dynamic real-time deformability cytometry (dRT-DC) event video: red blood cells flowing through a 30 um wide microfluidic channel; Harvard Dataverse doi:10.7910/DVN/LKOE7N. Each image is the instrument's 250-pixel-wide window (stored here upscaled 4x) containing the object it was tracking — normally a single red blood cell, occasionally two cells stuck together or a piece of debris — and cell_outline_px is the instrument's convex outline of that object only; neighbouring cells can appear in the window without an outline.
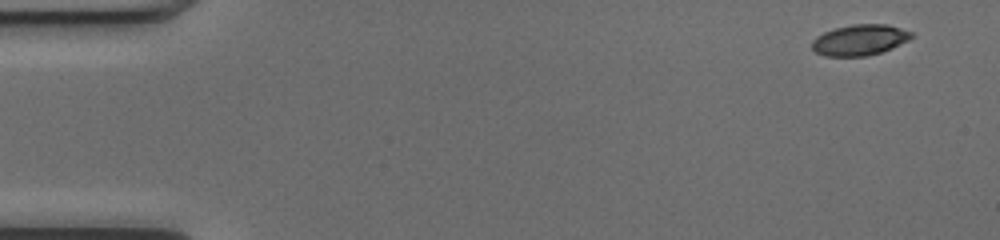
{"species": "common noctule bat (a hibernating species)", "species_latin": "Nyctalus noctula", "temperature_condition": "cold", "stored_images_in_passage": 49, "camera_frame_rate_fps": 3000, "um_per_image_px": 0.085, "animal": {"sex": "female", "body_mass_g": 17.0, "forearm_length_mm": 48.0}, "frame": {"image": 1, "passage_image": 1, "time_ms": 0.0, "image_size_px": [1000, 240], "cell_outline_px": [[912, 36], [908, 40], [892, 48], [880, 52], [864, 56], [824, 56], [816, 52], [812, 48], [812, 40], [816, 36], [824, 32], [836, 28], [852, 24], [888, 24], [912, 32]], "centroid_in_image_um": [73.06, 3.39], "position_along_channel_um": 11.9, "area_um2": 17.74}}
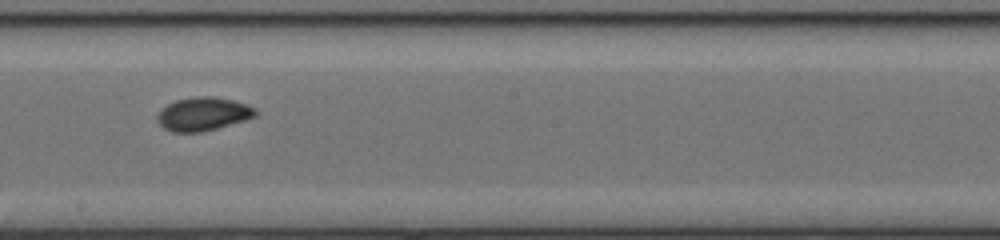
{"frame": {"image": 2, "passage_image": 27, "time_ms": 8.667, "image_size_px": [1000, 240], "cell_outline_px": [[256, 116], [244, 120], [216, 128], [200, 132], [172, 132], [164, 128], [156, 120], [156, 116], [168, 104], [176, 100], [196, 96], [212, 96], [232, 100], [256, 108]], "centroid_in_image_um": [17.24, 9.69], "position_along_channel_um": 231.0, "area_um2": 18.84}}
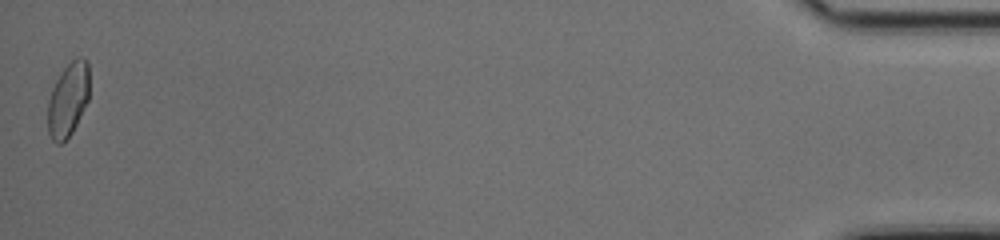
{"frame": {"image": 3, "passage_image": 49, "time_ms": 16.0, "image_size_px": [1000, 240], "cell_outline_px": [[88, 100], [72, 132], [60, 144], [56, 144], [52, 140], [48, 132], [48, 100], [52, 88], [60, 72], [76, 56], [80, 56], [88, 60]], "centroid_in_image_um": [5.77, 8.44], "position_along_channel_um": 429.4, "area_um2": 17.86}, "authors_computed_cell_mechanics": {"area_um2": 17.9758, "velocity_mm_per_s": 4.0583, "shape_relaxation_time_tau1_ms": 2.8384, "shape_relaxation_time_tau2_ms": 2.6878, "deformation_change_tau1": 0.1059, "deformation_change_tau2": 0.0489}}